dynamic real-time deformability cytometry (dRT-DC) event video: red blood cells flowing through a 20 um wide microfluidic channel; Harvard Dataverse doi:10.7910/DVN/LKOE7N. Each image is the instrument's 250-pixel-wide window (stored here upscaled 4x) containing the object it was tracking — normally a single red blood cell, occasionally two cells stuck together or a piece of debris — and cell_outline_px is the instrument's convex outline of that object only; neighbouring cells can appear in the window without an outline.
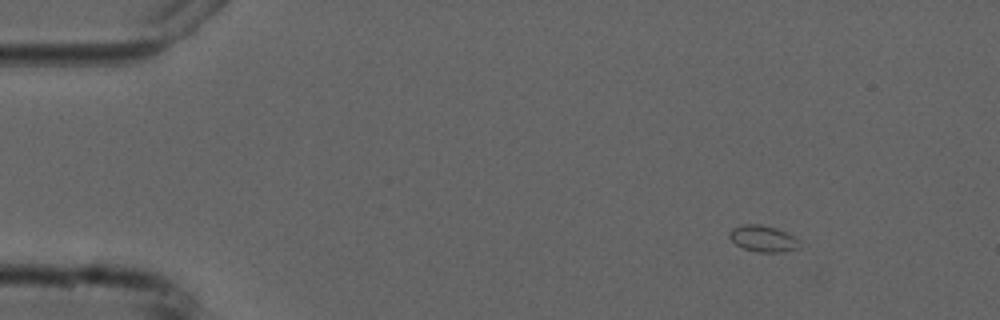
{"species": "common noctule bat (a hibernating species)", "species_latin": "Nyctalus noctula", "temperature_condition": "cold", "stored_images_in_passage": 5, "camera_frame_rate_fps": 3000, "um_per_image_px": 0.085, "animal": {"sex": "male", "forearm_length_mm": 52.5}, "frame": {"image": 1, "passage_image": 1, "time_ms": 0.0, "image_size_px": [1000, 320], "cell_outline_px": [[800, 248], [784, 252], [756, 252], [744, 248], [736, 244], [728, 236], [728, 232], [732, 228], [744, 224], [760, 224], [776, 228], [800, 240]], "centroid_in_image_um": [64.86, 20.29], "position_along_channel_um": 20.1, "area_um2": 10.81}}